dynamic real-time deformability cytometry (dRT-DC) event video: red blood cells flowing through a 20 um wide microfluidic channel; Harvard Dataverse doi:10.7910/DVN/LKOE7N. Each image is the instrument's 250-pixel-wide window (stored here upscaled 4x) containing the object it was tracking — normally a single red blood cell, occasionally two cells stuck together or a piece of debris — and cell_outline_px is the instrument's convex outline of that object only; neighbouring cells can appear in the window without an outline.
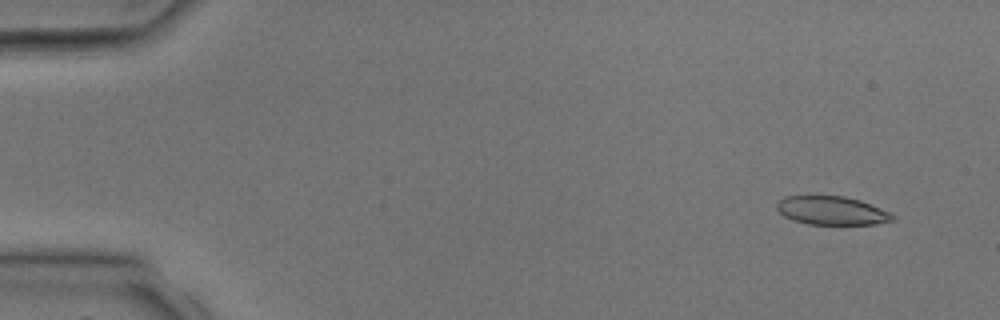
{"species": "common noctule bat (a hibernating species)", "species_latin": "Nyctalus noctula", "temperature_condition": "room temperature", "stored_images_in_passage": 3, "camera_frame_rate_fps": 3000, "um_per_image_px": 0.085, "animal": {"sex": "male", "body_mass_g": 17.9, "forearm_length_mm": 54.2}, "frame": {"image": 1, "passage_image": 1, "time_ms": 0.0, "image_size_px": [1000, 320], "cell_outline_px": [[896, 220], [876, 224], [808, 224], [792, 220], [784, 216], [776, 208], [776, 204], [784, 196], [844, 196], [860, 200], [892, 212], [896, 216]], "centroid_in_image_um": [70.75, 17.9], "position_along_channel_um": 14.3, "area_um2": 19.42}}